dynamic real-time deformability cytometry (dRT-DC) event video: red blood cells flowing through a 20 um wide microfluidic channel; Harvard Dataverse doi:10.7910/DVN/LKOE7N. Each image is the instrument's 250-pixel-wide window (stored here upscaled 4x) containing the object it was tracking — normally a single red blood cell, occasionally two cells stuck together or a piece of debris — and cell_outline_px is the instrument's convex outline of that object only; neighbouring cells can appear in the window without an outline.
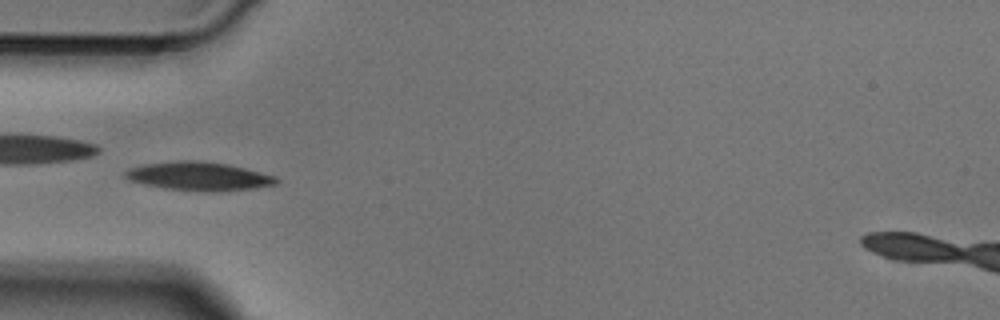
{"species": "Egyptian fruit bat (a non-hibernating species)", "species_latin": "Rousettus aegyptiacus", "temperature_condition": "cold", "stored_images_in_passage": 50, "camera_frame_rate_fps": 3000, "um_per_image_px": 0.085, "animal": {"sex": "male"}, "frame": {"image": 1, "passage_image": 16, "time_ms": 5.0, "image_size_px": [1000, 320], "cell_outline_px": [[280, 180], [276, 184], [252, 188], [220, 192], [208, 192], [164, 188], [144, 184], [120, 176], [128, 168], [144, 164], [176, 160], [204, 160], [228, 164], [276, 176]], "centroid_in_image_um": [16.88, 14.97], "position_along_channel_um": 68.1, "area_um2": 25.43}}
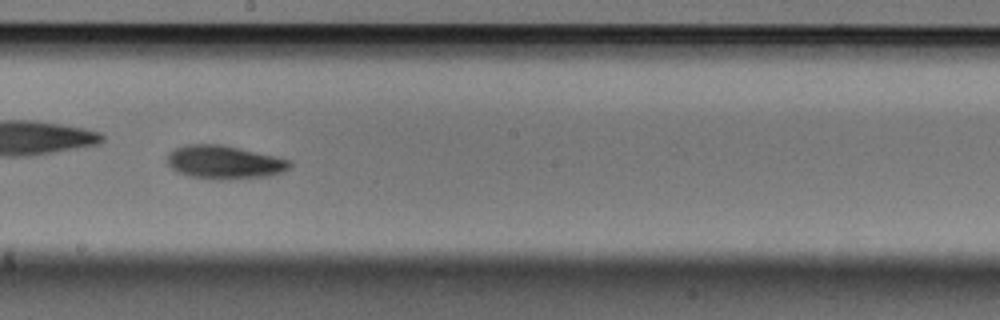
{"frame": {"image": 2, "passage_image": 28, "time_ms": 9.0, "image_size_px": [1000, 320], "cell_outline_px": [[292, 164], [284, 172], [268, 176], [228, 180], [212, 180], [188, 176], [176, 172], [164, 160], [168, 152], [176, 148], [188, 144], [220, 144], [240, 148], [288, 160]], "centroid_in_image_um": [18.99, 13.81], "position_along_channel_um": 229.2, "area_um2": 24.1}}
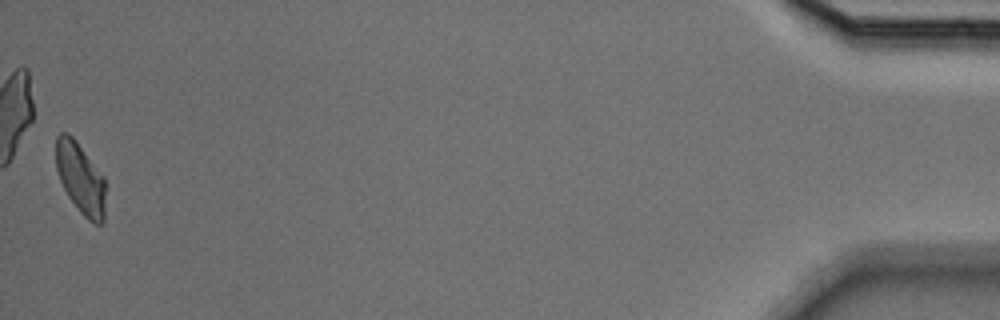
{"frame": {"image": 3, "passage_image": 50, "time_ms": 16.333, "image_size_px": [1000, 320], "cell_outline_px": [[104, 224], [96, 224], [88, 220], [80, 212], [68, 196], [60, 180], [56, 168], [56, 136], [60, 132], [68, 132], [72, 136], [104, 176]], "centroid_in_image_um": [6.83, 15.15], "position_along_channel_um": 428.4, "area_um2": 20.4}}